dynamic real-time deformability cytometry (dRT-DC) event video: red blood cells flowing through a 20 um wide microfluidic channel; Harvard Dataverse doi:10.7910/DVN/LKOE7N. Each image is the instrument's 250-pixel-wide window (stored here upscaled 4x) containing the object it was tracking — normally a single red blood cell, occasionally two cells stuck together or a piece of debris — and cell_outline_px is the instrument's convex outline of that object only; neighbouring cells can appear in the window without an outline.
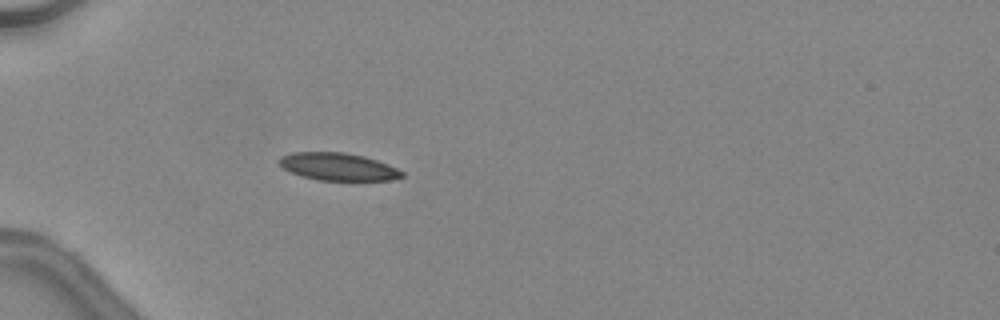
{"species": "common noctule bat (a hibernating species)", "species_latin": "Nyctalus noctula", "temperature_condition": "warm", "stored_images_in_passage": 32, "camera_frame_rate_fps": 3000, "um_per_image_px": 0.085, "animal": {"sex": "female", "body_mass_g": 24.6, "forearm_length_mm": 56.2}, "frame": {"image": 1, "passage_image": 1, "time_ms": 0.0, "image_size_px": [1000, 320], "cell_outline_px": [[404, 176], [392, 180], [320, 180], [304, 176], [292, 172], [284, 168], [276, 160], [280, 156], [292, 152], [344, 152], [364, 156], [388, 164], [404, 172]], "centroid_in_image_um": [28.74, 14.16], "position_along_channel_um": 56.3, "area_um2": 19.59}, "authors_computed_cell_mechanics": {"area_um2": 19.9988, "velocity_mm_per_s": 4.5458, "shape_relaxation_time_tau1_ms": 7.9026, "shape_relaxation_time_tau2_ms": 1.3772, "deformation_change_tau1": 0.2006, "deformation_change_tau2": 0.0545}}